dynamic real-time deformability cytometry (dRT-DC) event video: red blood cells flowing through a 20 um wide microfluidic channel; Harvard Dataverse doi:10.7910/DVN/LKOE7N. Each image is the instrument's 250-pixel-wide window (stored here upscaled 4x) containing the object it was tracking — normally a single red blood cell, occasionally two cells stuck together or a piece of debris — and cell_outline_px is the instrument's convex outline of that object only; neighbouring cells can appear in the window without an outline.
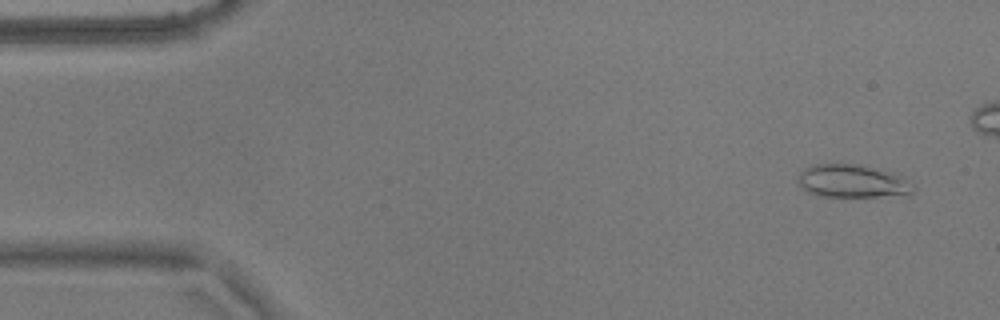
{"species": "common noctule bat (a hibernating species)", "species_latin": "Nyctalus noctula", "temperature_condition": "warm", "stored_images_in_passage": 48, "camera_frame_rate_fps": 3000, "um_per_image_px": 0.085, "animal": {"sex": "male", "body_mass_g": 17.9}, "frame": {"image": 1, "passage_image": 3, "time_ms": 0.667, "image_size_px": [1000, 320], "cell_outline_px": [[916, 188], [908, 196], [820, 196], [808, 192], [800, 188], [796, 180], [800, 172], [804, 168], [816, 164], [860, 164], [888, 172], [900, 176]], "centroid_in_image_um": [72.41, 15.41], "position_along_channel_um": 12.6, "area_um2": 22.2}}
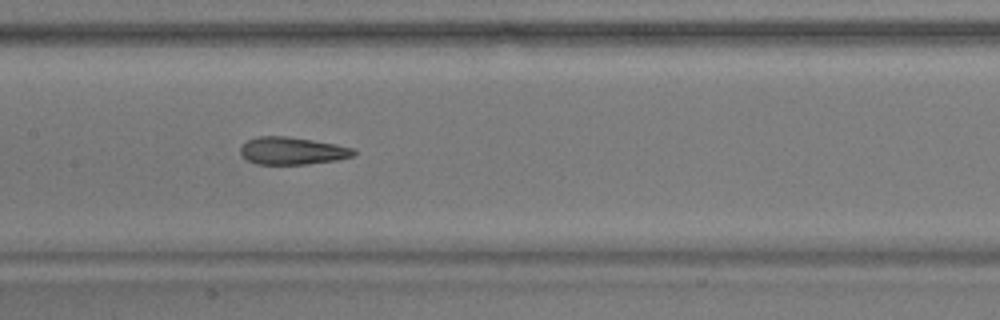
{"frame": {"image": 2, "passage_image": 26, "time_ms": 8.333, "image_size_px": [1000, 320], "cell_outline_px": [[356, 152], [352, 156], [336, 160], [308, 164], [256, 164], [248, 160], [240, 152], [240, 148], [248, 140], [256, 136], [284, 136], [312, 140], [336, 144], [356, 148]], "centroid_in_image_um": [24.86, 12.82], "position_along_channel_um": 182.5, "area_um2": 18.03}}
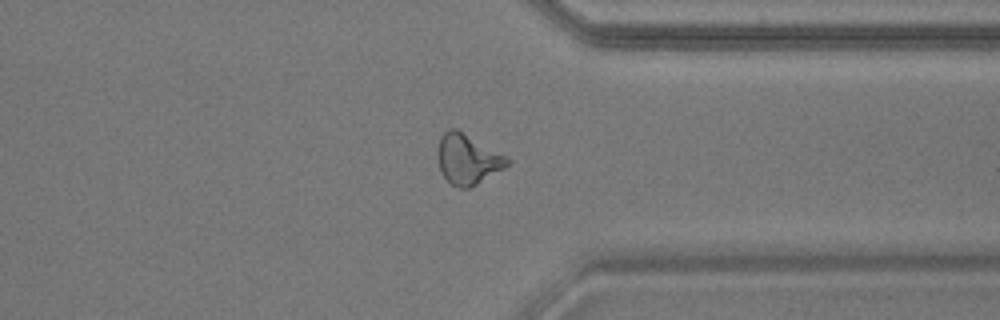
{"frame": {"image": 3, "passage_image": 42, "time_ms": 13.667, "image_size_px": [1000, 320], "cell_outline_px": [[508, 164], [504, 168], [476, 184], [468, 188], [460, 188], [452, 184], [440, 172], [436, 156], [436, 152], [440, 136], [448, 128], [456, 128], [504, 156], [508, 160]], "centroid_in_image_um": [39.66, 13.52], "position_along_channel_um": 371.7, "area_um2": 19.94}, "authors_computed_cell_mechanics": {"area_um2": 19.3341, "velocity_mm_per_s": 3.6114, "shape_relaxation_time_tau1_ms": null, "shape_relaxation_time_tau2_ms": 2.1574, "deformation_change_tau1": null, "deformation_change_tau2": 0.1194}}